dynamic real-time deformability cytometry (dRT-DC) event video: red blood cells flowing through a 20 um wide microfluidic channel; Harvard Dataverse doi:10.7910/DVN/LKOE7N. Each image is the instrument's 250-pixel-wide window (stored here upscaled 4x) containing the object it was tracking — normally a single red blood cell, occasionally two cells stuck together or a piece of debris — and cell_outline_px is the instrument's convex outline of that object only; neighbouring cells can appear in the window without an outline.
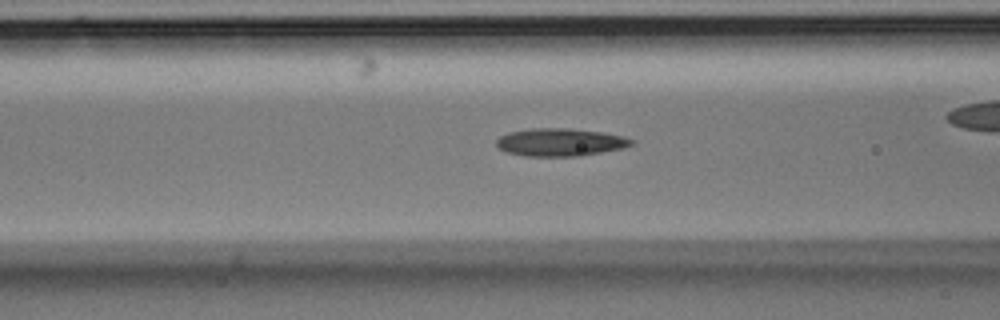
{"species": "Egyptian fruit bat (a non-hibernating species)", "species_latin": "Rousettus aegyptiacus", "temperature_condition": "room temperature", "stored_images_in_passage": 38, "camera_frame_rate_fps": 3000, "um_per_image_px": 0.085, "animal": {"sex": "male"}, "frame": {"image": 1, "passage_image": 13, "time_ms": 4.0, "image_size_px": [1000, 320], "cell_outline_px": [[636, 140], [632, 144], [624, 148], [580, 156], [524, 156], [504, 152], [496, 144], [496, 140], [500, 136], [508, 132], [532, 128], [568, 128], [604, 132], [624, 136]], "centroid_in_image_um": [47.63, 12.09], "position_along_channel_um": 119.0, "area_um2": 22.08}}
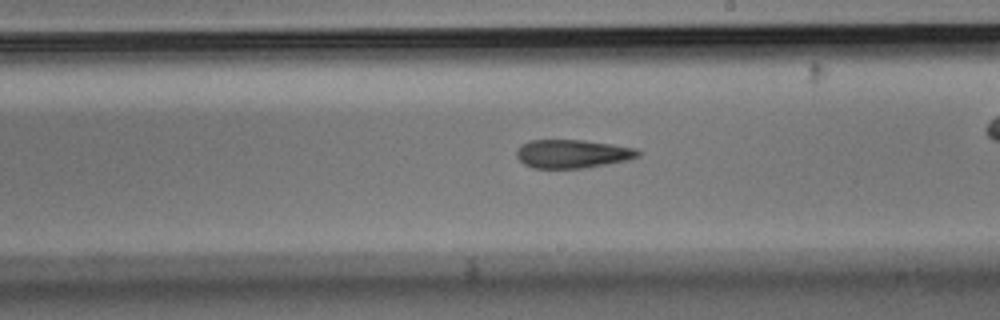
{"frame": {"image": 2, "passage_image": 22, "time_ms": 7.0, "image_size_px": [1000, 320], "cell_outline_px": [[644, 152], [640, 156], [632, 160], [584, 168], [532, 168], [524, 164], [516, 156], [516, 152], [520, 144], [528, 140], [584, 140], [612, 144], [636, 148]], "centroid_in_image_um": [48.71, 13.07], "position_along_channel_um": 240.3, "area_um2": 20.58}}
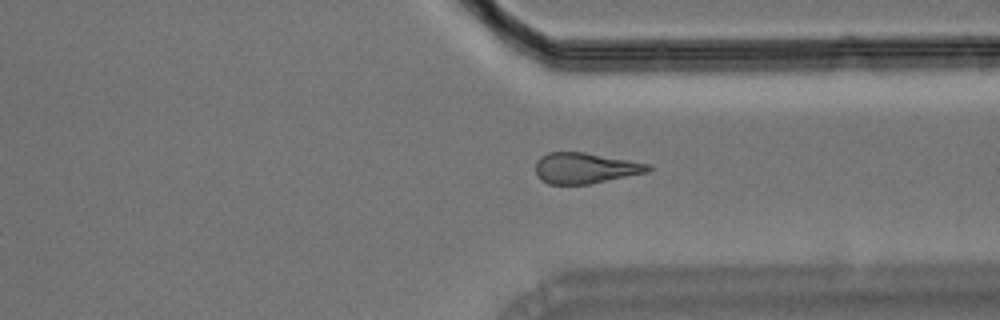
{"frame": {"image": 3, "passage_image": 31, "time_ms": 10.0, "image_size_px": [1000, 320], "cell_outline_px": [[652, 168], [648, 172], [588, 184], [548, 184], [540, 180], [536, 176], [536, 160], [540, 156], [548, 152], [584, 152], [628, 160], [648, 164]], "centroid_in_image_um": [49.68, 14.29], "position_along_channel_um": 361.7, "area_um2": 20.11}}